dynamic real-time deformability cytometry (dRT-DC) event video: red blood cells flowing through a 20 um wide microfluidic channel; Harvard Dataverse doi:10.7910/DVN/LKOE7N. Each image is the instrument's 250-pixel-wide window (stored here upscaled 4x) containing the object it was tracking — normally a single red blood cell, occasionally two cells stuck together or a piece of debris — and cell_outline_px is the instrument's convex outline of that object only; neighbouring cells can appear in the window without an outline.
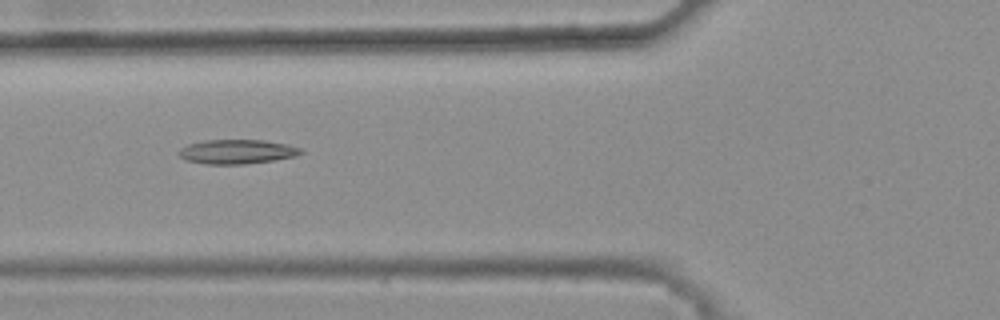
{"species": "common noctule bat (a hibernating species)", "species_latin": "Nyctalus noctula", "temperature_condition": "warm", "stored_images_in_passage": 6, "camera_frame_rate_fps": 3000, "um_per_image_px": 0.085, "animal": {"sex": "female", "body_mass_g": 25.1}, "frame": {"image": 1, "passage_image": 5, "time_ms": 1.333, "image_size_px": [1000, 320], "cell_outline_px": [[304, 152], [296, 156], [272, 160], [244, 164], [204, 164], [184, 160], [176, 152], [180, 148], [188, 144], [204, 140], [264, 140], [288, 144], [300, 148]], "centroid_in_image_um": [20.1, 12.89], "position_along_channel_um": 105.7, "area_um2": 17.4}}
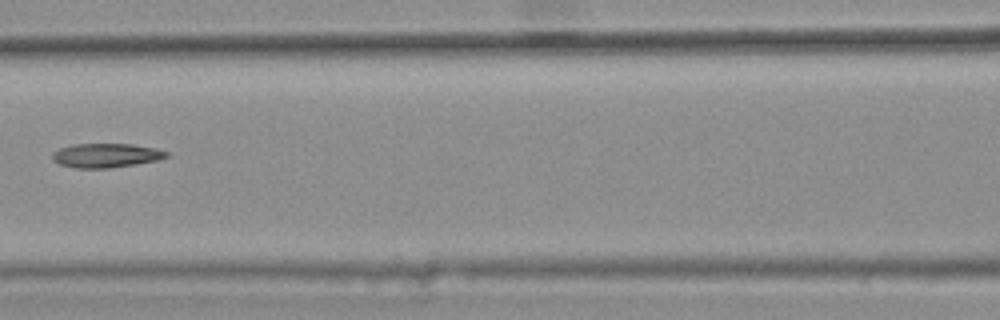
{"frame": {"image": 2, "passage_image": 6, "time_ms": 1.667, "image_size_px": [1000, 320], "cell_outline_px": [[168, 156], [156, 160], [108, 168], [76, 168], [60, 164], [52, 160], [52, 152], [60, 148], [72, 144], [132, 144], [156, 148], [168, 152]], "centroid_in_image_um": [8.97, 13.2], "position_along_channel_um": 157.6, "area_um2": 15.9}}